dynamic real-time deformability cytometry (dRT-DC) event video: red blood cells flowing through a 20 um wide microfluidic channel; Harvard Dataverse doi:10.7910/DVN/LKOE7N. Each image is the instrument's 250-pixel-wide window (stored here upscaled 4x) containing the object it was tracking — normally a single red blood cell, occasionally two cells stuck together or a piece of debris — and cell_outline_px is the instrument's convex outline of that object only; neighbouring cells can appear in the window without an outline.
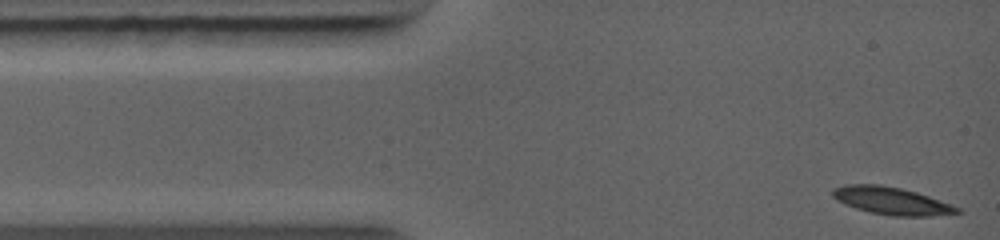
{"species": "common noctule bat (a hibernating species)", "species_latin": "Nyctalus noctula", "temperature_condition": "warm", "stored_images_in_passage": 27, "camera_frame_rate_fps": 5000, "um_per_image_px": 0.085, "animal": {"sex": "female", "body_mass_g": 19.0, "forearm_length_mm": 56.7}, "frame": {"image": 1, "passage_image": 1, "time_ms": 0.0, "image_size_px": [1000, 240], "cell_outline_px": [[964, 212], [932, 216], [892, 216], [868, 212], [844, 204], [836, 200], [832, 196], [832, 188], [844, 184], [880, 184], [900, 188], [916, 192], [928, 196], [960, 208]], "centroid_in_image_um": [75.74, 17.07], "position_along_channel_um": 9.3, "area_um2": 20.06}}
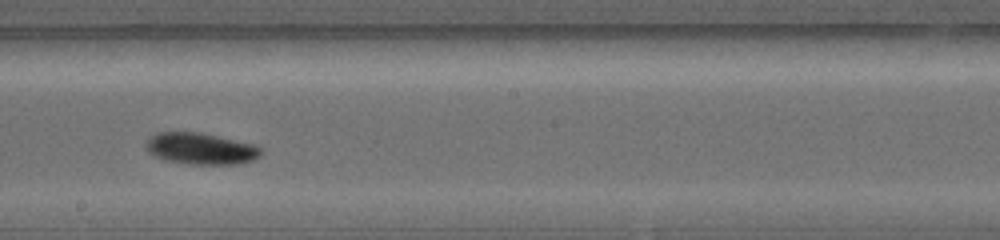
{"frame": {"image": 2, "passage_image": 16, "time_ms": 6.0, "image_size_px": [1000, 240], "cell_outline_px": [[264, 148], [260, 156], [252, 160], [240, 164], [188, 164], [164, 160], [148, 152], [144, 144], [156, 132], [204, 132], [256, 144]], "centroid_in_image_um": [17.12, 12.62], "position_along_channel_um": 231.1, "area_um2": 21.56}}
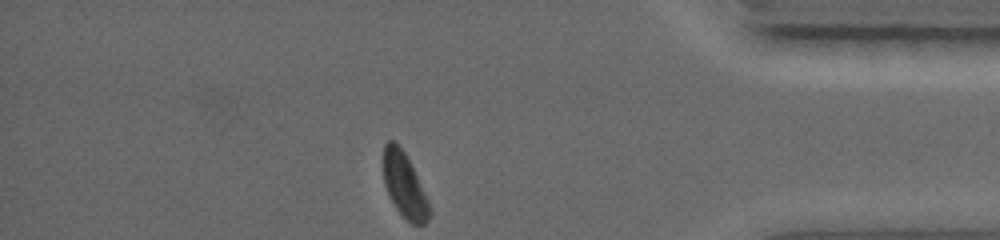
{"frame": {"image": 3, "passage_image": 27, "time_ms": 10.2, "image_size_px": [1000, 240], "cell_outline_px": [[432, 212], [428, 220], [424, 224], [412, 224], [396, 208], [384, 184], [384, 144], [388, 140], [392, 140], [404, 152], [428, 200]], "centroid_in_image_um": [34.39, 15.78], "position_along_channel_um": 400.8, "area_um2": 16.76}}